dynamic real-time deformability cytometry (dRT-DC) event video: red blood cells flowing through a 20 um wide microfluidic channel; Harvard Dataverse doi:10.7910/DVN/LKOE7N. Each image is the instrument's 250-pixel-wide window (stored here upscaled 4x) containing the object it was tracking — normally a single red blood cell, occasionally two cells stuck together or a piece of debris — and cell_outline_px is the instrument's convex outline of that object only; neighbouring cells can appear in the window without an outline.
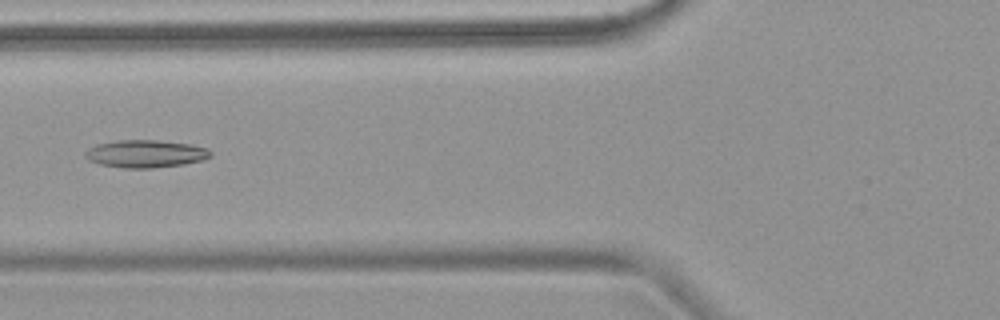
{"species": "common noctule bat (a hibernating species)", "species_latin": "Nyctalus noctula", "temperature_condition": "warm", "stored_images_in_passage": 7, "camera_frame_rate_fps": 3000, "um_per_image_px": 0.085, "animal": {"sex": "female", "body_mass_g": 18.4}, "frame": {"image": 1, "passage_image": 6, "time_ms": 6.0, "image_size_px": [1000, 320], "cell_outline_px": [[212, 156], [204, 160], [184, 164], [152, 168], [124, 168], [100, 164], [88, 160], [84, 156], [84, 152], [88, 148], [96, 144], [116, 140], [156, 140], [192, 144], [208, 148], [212, 152]], "centroid_in_image_um": [12.38, 13.06], "position_along_channel_um": 113.4, "area_um2": 20.4}}
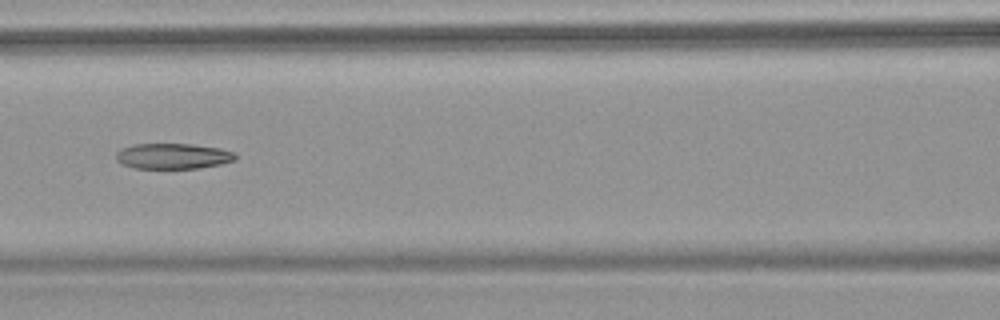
{"frame": {"image": 2, "passage_image": 7, "time_ms": 7.0, "image_size_px": [1000, 320], "cell_outline_px": [[236, 160], [220, 164], [200, 168], [136, 168], [124, 164], [116, 160], [116, 152], [120, 148], [132, 144], [192, 144], [220, 148], [236, 152]], "centroid_in_image_um": [14.72, 13.26], "position_along_channel_um": 151.9, "area_um2": 17.86}}